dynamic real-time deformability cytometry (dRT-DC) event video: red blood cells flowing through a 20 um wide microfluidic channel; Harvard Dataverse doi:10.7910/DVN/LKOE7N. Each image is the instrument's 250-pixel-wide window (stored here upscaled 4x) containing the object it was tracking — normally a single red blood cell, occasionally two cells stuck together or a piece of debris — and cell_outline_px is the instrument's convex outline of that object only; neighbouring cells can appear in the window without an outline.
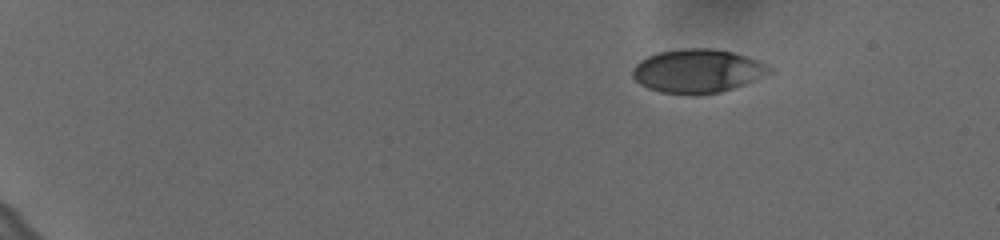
{"species": "human", "species_latin": "Homo sapiens", "temperature_condition": "cold", "stored_images_in_passage": 51, "camera_frame_rate_fps": 3000, "um_per_image_px": 0.085, "donor": {"sex": "female"}, "frame": {"image": 1, "passage_image": 1, "time_ms": 0.0, "image_size_px": [1000, 240], "cell_outline_px": [[772, 72], [732, 88], [720, 92], [660, 92], [648, 88], [640, 84], [632, 76], [632, 68], [640, 60], [648, 56], [660, 52], [684, 48], [712, 48], [732, 52], [756, 60], [772, 68]], "centroid_in_image_um": [59.24, 6.0], "position_along_channel_um": 25.8, "area_um2": 33.76}}
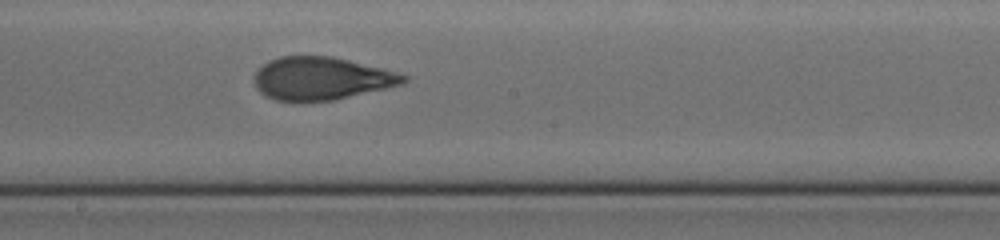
{"frame": {"image": 2, "passage_image": 28, "time_ms": 9.0, "image_size_px": [1000, 240], "cell_outline_px": [[408, 80], [404, 84], [332, 100], [276, 100], [260, 92], [256, 88], [256, 72], [268, 60], [280, 56], [332, 56], [380, 68], [408, 76]], "centroid_in_image_um": [27.32, 6.65], "position_along_channel_um": 220.9, "area_um2": 36.53}}
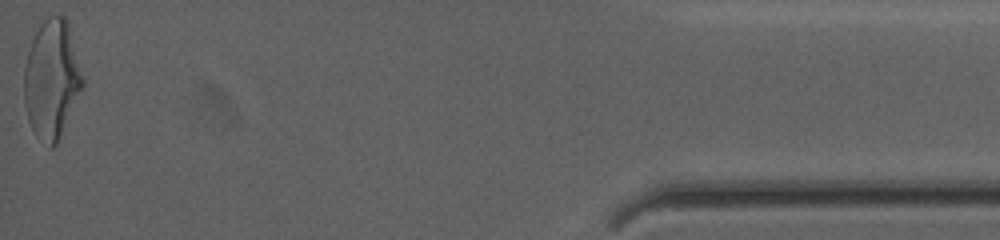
{"frame": {"image": 3, "passage_image": 51, "time_ms": 16.667, "image_size_px": [1000, 240], "cell_outline_px": [[84, 88], [56, 144], [52, 148], [48, 148], [36, 136], [28, 120], [24, 104], [24, 68], [28, 52], [32, 40], [40, 24], [48, 16], [64, 16], [68, 20], [84, 80]], "centroid_in_image_um": [4.41, 6.76], "position_along_channel_um": 430.8, "area_um2": 40.69}, "authors_computed_cell_mechanics": {"area_um2": 37.4544, "velocity_mm_per_s": 3.6328, "shape_relaxation_time_tau1_ms": 4.9266, "shape_relaxation_time_tau2_ms": 1.0023, "deformation_change_tau1": 0.1793, "deformation_change_tau2": 0.0718}}